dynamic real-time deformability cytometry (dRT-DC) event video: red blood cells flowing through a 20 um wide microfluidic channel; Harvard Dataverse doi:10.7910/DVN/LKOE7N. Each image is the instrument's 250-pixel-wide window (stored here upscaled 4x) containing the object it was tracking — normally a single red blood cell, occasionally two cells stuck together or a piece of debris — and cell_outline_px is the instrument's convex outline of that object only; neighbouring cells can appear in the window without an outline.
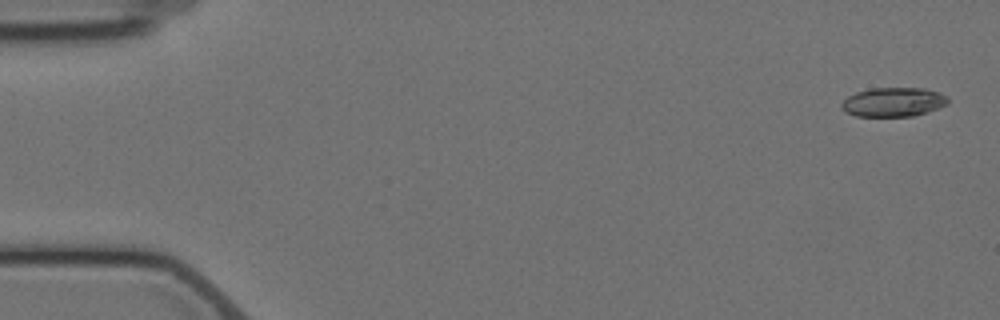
{"species": "Egyptian fruit bat (a non-hibernating species)", "species_latin": "Rousettus aegyptiacus", "temperature_condition": "cold", "stored_images_in_passage": 5, "camera_frame_rate_fps": 3000, "um_per_image_px": 0.085, "animal": {"sex": "female"}, "frame": {"image": 1, "passage_image": 1, "time_ms": 0.0, "image_size_px": [1000, 320], "cell_outline_px": [[948, 104], [912, 116], [856, 116], [844, 112], [840, 108], [840, 104], [848, 96], [856, 92], [872, 88], [924, 88], [940, 92], [948, 96]], "centroid_in_image_um": [75.9, 8.67], "position_along_channel_um": 9.1, "area_um2": 18.09}}
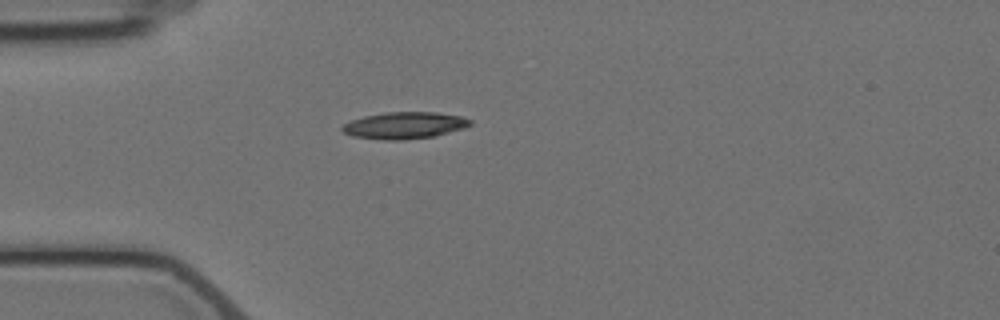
{"frame": {"image": 2, "passage_image": 4, "time_ms": 4.667, "image_size_px": [1000, 320], "cell_outline_px": [[472, 124], [464, 128], [436, 136], [404, 140], [384, 140], [352, 136], [344, 132], [340, 128], [344, 124], [352, 120], [364, 116], [388, 112], [436, 112], [460, 116], [472, 120]], "centroid_in_image_um": [34.4, 10.66], "position_along_channel_um": 50.6, "area_um2": 20.0}}